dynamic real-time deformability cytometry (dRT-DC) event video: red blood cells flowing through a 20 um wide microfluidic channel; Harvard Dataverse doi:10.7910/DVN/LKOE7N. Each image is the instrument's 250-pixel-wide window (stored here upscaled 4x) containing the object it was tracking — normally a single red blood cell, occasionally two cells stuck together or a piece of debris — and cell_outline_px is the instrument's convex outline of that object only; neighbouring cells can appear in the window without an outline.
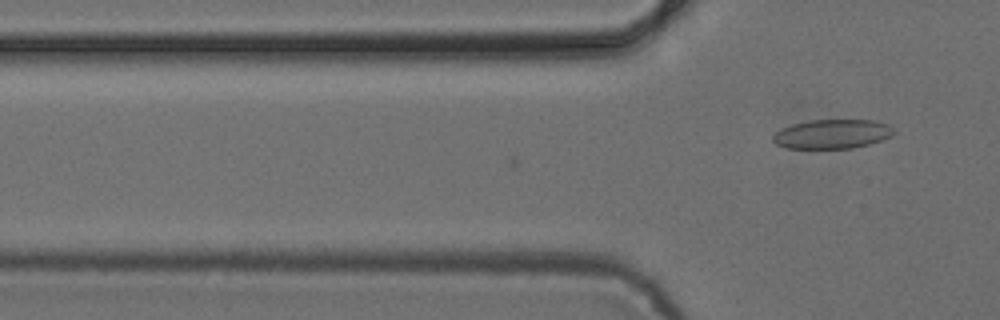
{"species": "common noctule bat (a hibernating species)", "species_latin": "Nyctalus noctula", "temperature_condition": "cold", "stored_images_in_passage": 2, "camera_frame_rate_fps": 3000, "um_per_image_px": 0.085, "animal": {"sex": "female", "body_mass_g": 24.6, "forearm_length_mm": 56.2}, "frame": {"image": 1, "passage_image": 2, "time_ms": 0.333, "image_size_px": [1000, 320], "cell_outline_px": [[896, 132], [892, 136], [868, 144], [852, 148], [788, 148], [776, 144], [772, 140], [772, 136], [780, 128], [792, 124], [808, 120], [872, 120], [888, 124]], "centroid_in_image_um": [70.72, 11.38], "position_along_channel_um": 55.1, "area_um2": 20.58}}